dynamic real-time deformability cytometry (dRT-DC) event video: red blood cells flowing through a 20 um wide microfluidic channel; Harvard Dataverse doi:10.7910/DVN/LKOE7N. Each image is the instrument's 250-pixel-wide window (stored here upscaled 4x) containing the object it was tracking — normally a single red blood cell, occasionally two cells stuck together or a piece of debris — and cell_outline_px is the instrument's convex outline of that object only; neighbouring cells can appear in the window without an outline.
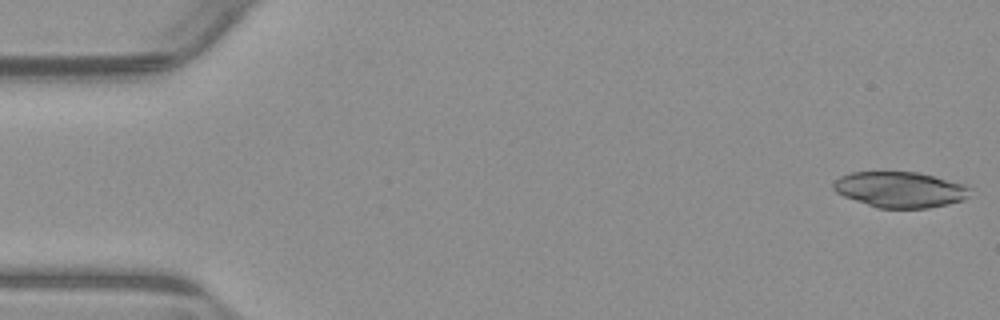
{"species": "common noctule bat (a hibernating species)", "species_latin": "Nyctalus noctula", "temperature_condition": "warm", "stored_images_in_passage": 53, "camera_frame_rate_fps": 3000, "um_per_image_px": 0.085, "animal": {"sex": "male", "body_mass_g": 23.1, "forearm_length_mm": 52.7}, "frame": {"image": 1, "passage_image": 1, "time_ms": 0.0, "image_size_px": [1000, 320], "cell_outline_px": [[972, 188], [968, 196], [964, 200], [948, 204], [928, 208], [876, 208], [844, 196], [836, 192], [832, 188], [832, 184], [840, 176], [852, 172], [920, 172], [964, 184]], "centroid_in_image_um": [76.52, 16.12], "position_along_channel_um": 8.5, "area_um2": 28.61}}